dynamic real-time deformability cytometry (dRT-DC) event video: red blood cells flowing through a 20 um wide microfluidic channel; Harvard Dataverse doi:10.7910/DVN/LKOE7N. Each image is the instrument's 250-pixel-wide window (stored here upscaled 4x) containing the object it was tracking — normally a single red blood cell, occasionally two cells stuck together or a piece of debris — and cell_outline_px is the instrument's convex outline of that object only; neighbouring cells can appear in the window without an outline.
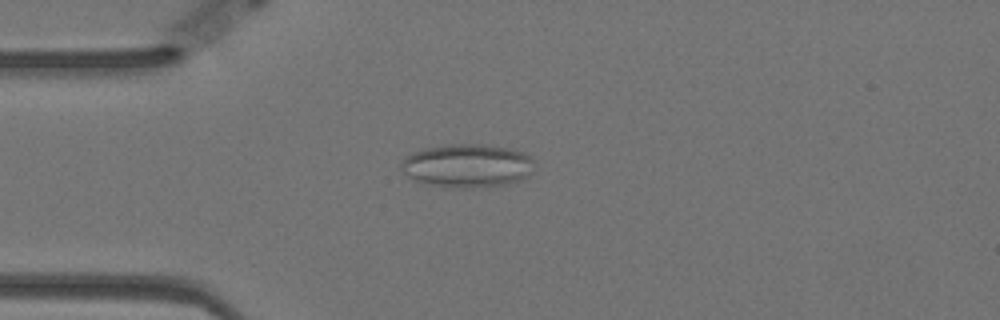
{"species": "Egyptian fruit bat (a non-hibernating species)", "species_latin": "Rousettus aegyptiacus", "temperature_condition": "warm", "stored_images_in_passage": 57, "camera_frame_rate_fps": 3000, "um_per_image_px": 0.085, "animal": {"sex": "female"}, "frame": {"image": 1, "passage_image": 14, "time_ms": 4.333, "image_size_px": [1000, 320], "cell_outline_px": [[536, 160], [532, 172], [528, 176], [520, 180], [488, 188], [452, 188], [428, 184], [412, 180], [400, 168], [400, 164], [404, 156], [424, 148], [448, 144], [480, 144], [508, 148], [524, 152], [532, 156]], "centroid_in_image_um": [39.74, 14.09], "position_along_channel_um": 45.3, "area_um2": 34.39}}
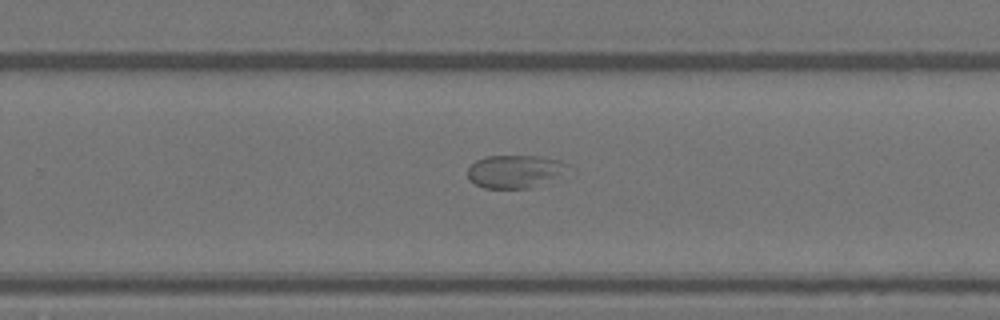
{"frame": {"image": 2, "passage_image": 36, "time_ms": 11.667, "image_size_px": [1000, 320], "cell_outline_px": [[576, 176], [568, 180], [532, 188], [484, 188], [468, 180], [468, 168], [476, 160], [484, 156], [540, 156], [560, 160], [572, 164], [576, 168]], "centroid_in_image_um": [44.13, 14.6], "position_along_channel_um": 285.7, "area_um2": 21.21}}
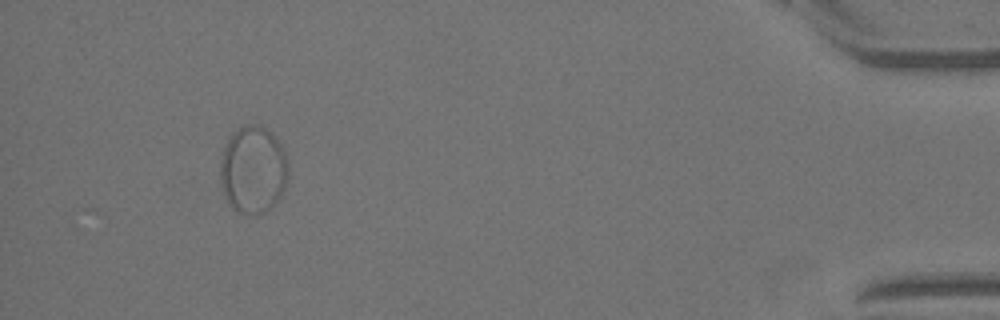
{"frame": {"image": 3, "passage_image": 53, "time_ms": 17.333, "image_size_px": [1000, 320], "cell_outline_px": [[288, 176], [284, 188], [280, 196], [264, 212], [256, 216], [244, 216], [236, 212], [228, 204], [224, 196], [220, 184], [220, 160], [224, 144], [232, 132], [244, 124], [260, 124], [272, 132], [276, 136], [284, 152], [288, 164]], "centroid_in_image_um": [21.47, 14.43], "position_along_channel_um": 413.7, "area_um2": 35.49}}